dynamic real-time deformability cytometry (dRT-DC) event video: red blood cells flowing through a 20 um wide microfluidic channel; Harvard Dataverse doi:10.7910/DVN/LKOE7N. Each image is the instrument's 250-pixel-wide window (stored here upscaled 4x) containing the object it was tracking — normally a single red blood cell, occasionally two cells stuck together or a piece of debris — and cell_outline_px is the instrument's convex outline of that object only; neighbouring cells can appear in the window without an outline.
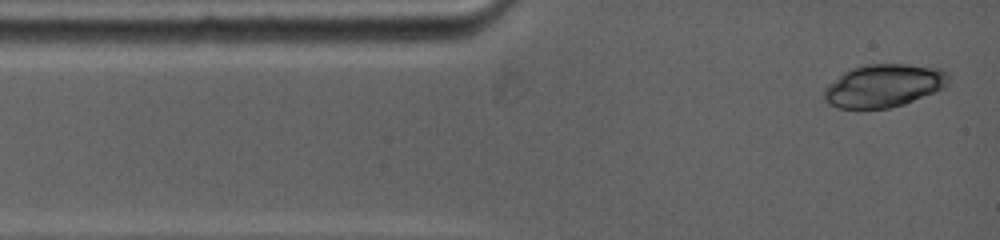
{"species": "common noctule bat (a hibernating species)", "species_latin": "Nyctalus noctula", "temperature_condition": "warm", "stored_images_in_passage": 34, "camera_frame_rate_fps": 5000, "um_per_image_px": 0.085, "animal": {"sex": "female", "body_mass_g": 19.0, "forearm_length_mm": 53.3}, "frame": {"image": 1, "passage_image": 1, "time_ms": 0.0, "image_size_px": [1000, 240], "cell_outline_px": [[948, 84], [932, 92], [904, 104], [888, 108], [836, 108], [828, 104], [824, 100], [824, 88], [828, 84], [844, 72], [852, 68], [868, 64], [904, 64], [940, 68], [948, 72]], "centroid_in_image_um": [75.08, 7.28], "position_along_channel_um": 9.9, "area_um2": 30.87}}
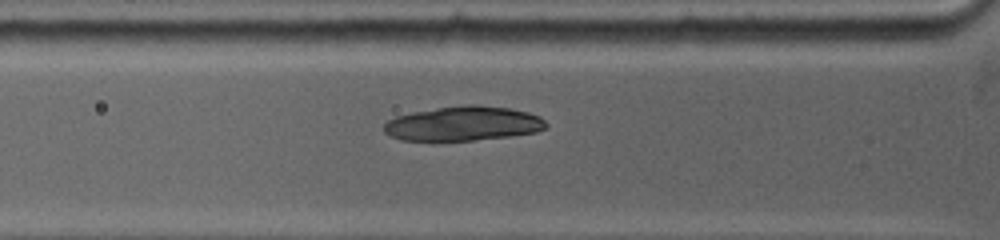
{"frame": {"image": 2, "passage_image": 10, "time_ms": 3.0, "image_size_px": [1000, 240], "cell_outline_px": [[548, 128], [536, 132], [508, 136], [472, 140], [400, 140], [388, 136], [384, 132], [384, 124], [388, 120], [396, 116], [412, 112], [436, 108], [468, 104], [476, 104], [508, 108], [528, 112], [540, 116], [548, 124]], "centroid_in_image_um": [39.38, 10.5], "position_along_channel_um": 86.4, "area_um2": 32.6}}
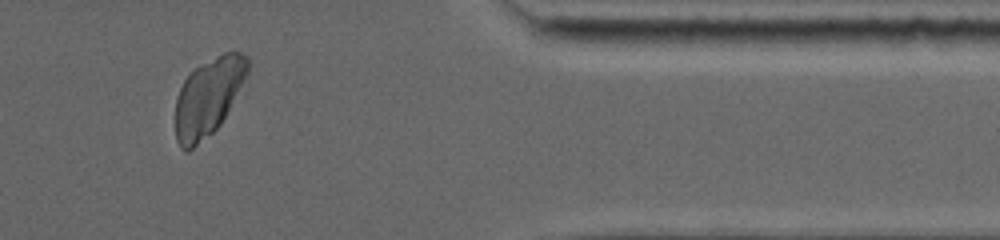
{"frame": {"image": 3, "passage_image": 34, "time_ms": 11.6, "image_size_px": [1000, 240], "cell_outline_px": [[248, 72], [220, 124], [212, 132], [188, 152], [184, 152], [180, 148], [176, 140], [176, 96], [184, 80], [196, 68], [224, 52], [240, 52], [248, 56]], "centroid_in_image_um": [17.67, 8.27], "position_along_channel_um": 393.7, "area_um2": 31.96}}